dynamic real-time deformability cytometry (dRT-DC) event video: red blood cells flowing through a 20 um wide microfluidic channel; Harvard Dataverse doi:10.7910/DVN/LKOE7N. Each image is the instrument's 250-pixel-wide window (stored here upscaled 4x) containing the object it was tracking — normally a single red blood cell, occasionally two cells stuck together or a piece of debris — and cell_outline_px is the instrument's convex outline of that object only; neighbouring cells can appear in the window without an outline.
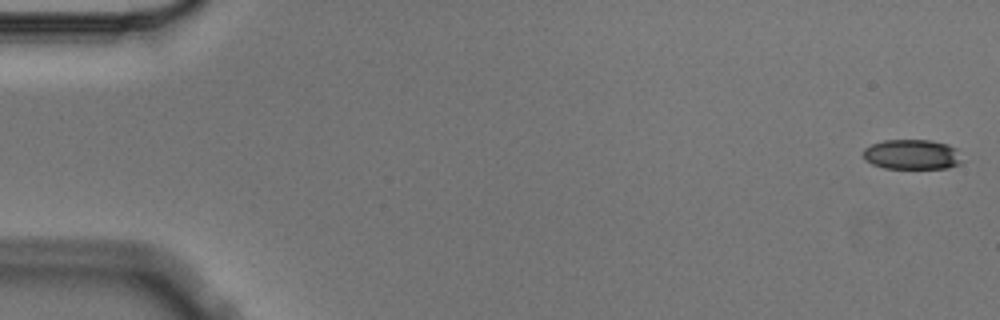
{"species": "Egyptian fruit bat (a non-hibernating species)", "species_latin": "Rousettus aegyptiacus", "temperature_condition": "cold", "stored_images_in_passage": 5, "segment_of_instrument_passage": [1, 2], "camera_frame_rate_fps": 3000, "um_per_image_px": 0.085, "animal": {"sex": "male"}, "frame": {"image": 1, "passage_image": 1, "time_ms": 0.0, "image_size_px": [1000, 320], "cell_outline_px": [[964, 160], [960, 164], [948, 168], [884, 168], [872, 164], [864, 160], [864, 148], [872, 144], [884, 140], [932, 140], [948, 144], [956, 148]], "centroid_in_image_um": [77.55, 13.13], "position_along_channel_um": 7.4, "area_um2": 17.46}}
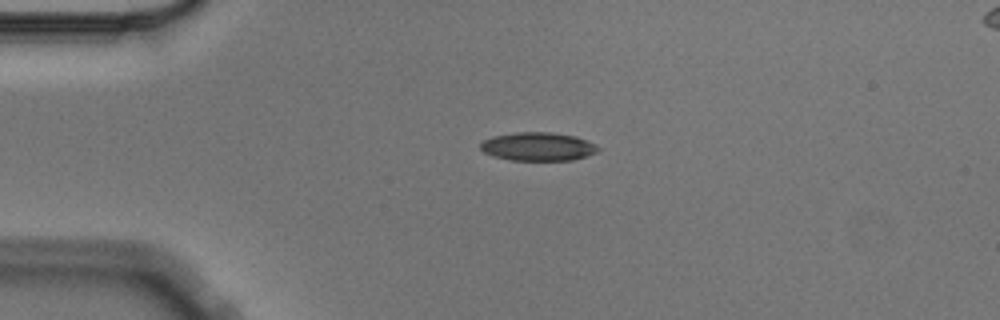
{"frame": {"image": 2, "passage_image": 4, "time_ms": 1.0, "image_size_px": [1000, 320], "cell_outline_px": [[600, 148], [596, 152], [588, 156], [572, 160], [512, 160], [492, 156], [484, 152], [480, 148], [480, 144], [484, 140], [492, 136], [516, 132], [552, 132], [576, 136], [596, 144]], "centroid_in_image_um": [45.74, 12.45], "position_along_channel_um": 39.3, "area_um2": 19.59}}